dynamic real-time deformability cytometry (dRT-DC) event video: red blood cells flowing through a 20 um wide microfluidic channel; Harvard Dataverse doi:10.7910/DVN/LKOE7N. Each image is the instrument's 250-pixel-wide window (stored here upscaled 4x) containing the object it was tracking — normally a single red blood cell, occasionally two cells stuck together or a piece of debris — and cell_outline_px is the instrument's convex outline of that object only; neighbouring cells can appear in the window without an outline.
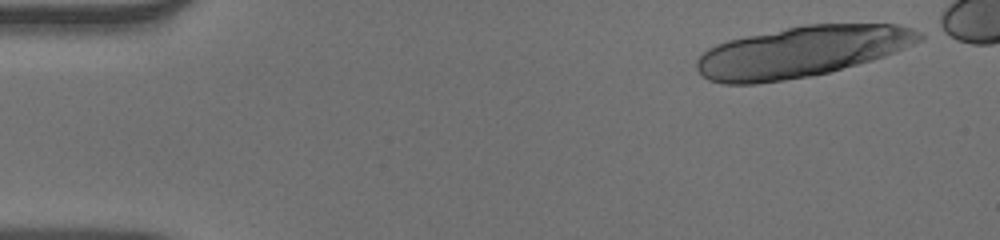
{"species": "human", "species_latin": "Homo sapiens", "temperature_condition": "warm", "stored_images_in_passage": 15, "camera_frame_rate_fps": 3000, "um_per_image_px": 0.085, "donor": {"sex": "male"}, "frame": {"image": 1, "passage_image": 1, "time_ms": 0.0, "image_size_px": [1000, 240], "cell_outline_px": [[924, 40], [896, 52], [872, 60], [828, 72], [812, 76], [756, 84], [724, 84], [708, 80], [696, 68], [696, 60], [708, 48], [716, 44], [728, 40], [804, 24], [896, 24], [912, 28], [920, 32], [924, 36]], "centroid_in_image_um": [68.15, 4.39], "position_along_channel_um": 16.9, "area_um2": 66.01}}